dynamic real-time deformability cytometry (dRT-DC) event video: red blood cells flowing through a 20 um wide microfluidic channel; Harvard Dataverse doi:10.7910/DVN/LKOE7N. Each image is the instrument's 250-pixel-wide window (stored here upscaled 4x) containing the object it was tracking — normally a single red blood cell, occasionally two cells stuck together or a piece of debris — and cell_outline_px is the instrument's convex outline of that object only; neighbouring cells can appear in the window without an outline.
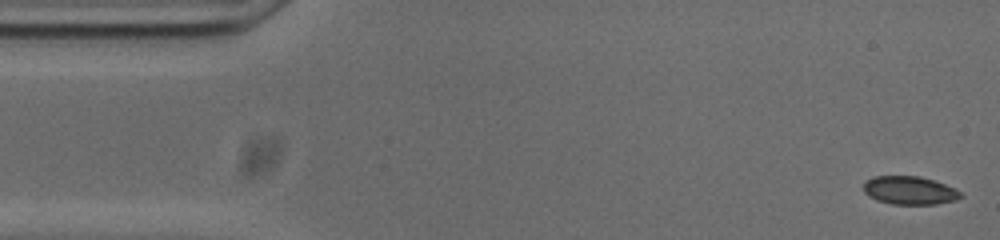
{"species": "common noctule bat (a hibernating species)", "species_latin": "Nyctalus noctula", "temperature_condition": "cold", "stored_images_in_passage": 53, "camera_frame_rate_fps": 3000, "um_per_image_px": 0.085, "animal": {"sex": "male", "body_mass_g": 20.0, "forearm_length_mm": 53.3}, "frame": {"image": 1, "passage_image": 1, "time_ms": 0.0, "image_size_px": [1000, 240], "cell_outline_px": [[964, 196], [956, 200], [936, 204], [892, 204], [876, 200], [868, 196], [864, 192], [864, 180], [872, 176], [920, 176], [956, 188]], "centroid_in_image_um": [77.3, 16.18], "position_along_channel_um": 7.7, "area_um2": 16.13}}
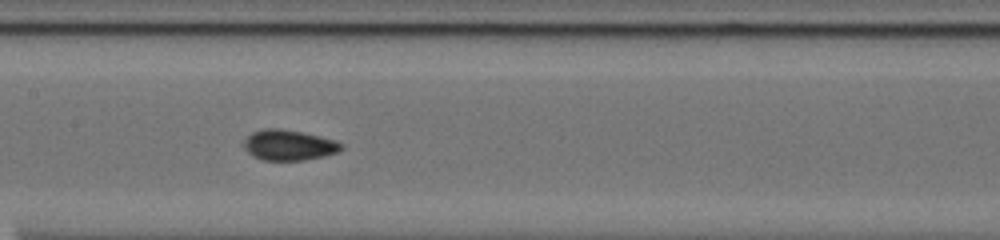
{"frame": {"image": 2, "passage_image": 24, "time_ms": 7.667, "image_size_px": [1000, 240], "cell_outline_px": [[344, 148], [336, 152], [324, 156], [304, 160], [264, 160], [252, 156], [244, 148], [244, 140], [252, 132], [264, 128], [280, 128], [300, 132], [336, 140], [344, 144]], "centroid_in_image_um": [24.55, 12.33], "position_along_channel_um": 182.9, "area_um2": 17.28}}
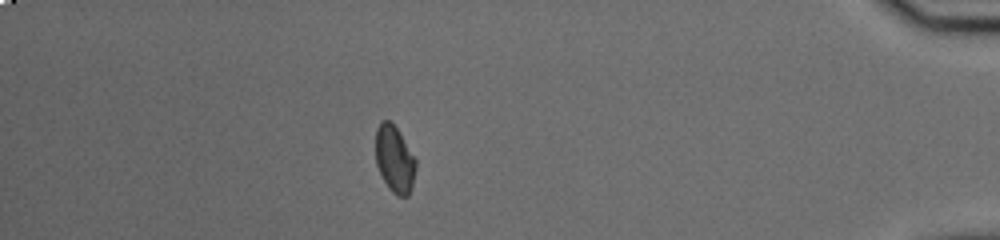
{"frame": {"image": 3, "passage_image": 46, "time_ms": 15.0, "image_size_px": [1000, 240], "cell_outline_px": [[416, 168], [412, 184], [408, 196], [396, 196], [388, 188], [376, 164], [376, 128], [380, 120], [388, 120], [396, 128], [416, 160]], "centroid_in_image_um": [33.52, 13.54], "position_along_channel_um": 401.7, "area_um2": 15.43}, "authors_computed_cell_mechanics": {"area_um2": 16.4152, "velocity_mm_per_s": 3.7365, "shape_relaxation_time_tau1_ms": 8.3722, "shape_relaxation_time_tau2_ms": 1.9302, "deformation_change_tau1": 0.1616, "deformation_change_tau2": 0.0463}}